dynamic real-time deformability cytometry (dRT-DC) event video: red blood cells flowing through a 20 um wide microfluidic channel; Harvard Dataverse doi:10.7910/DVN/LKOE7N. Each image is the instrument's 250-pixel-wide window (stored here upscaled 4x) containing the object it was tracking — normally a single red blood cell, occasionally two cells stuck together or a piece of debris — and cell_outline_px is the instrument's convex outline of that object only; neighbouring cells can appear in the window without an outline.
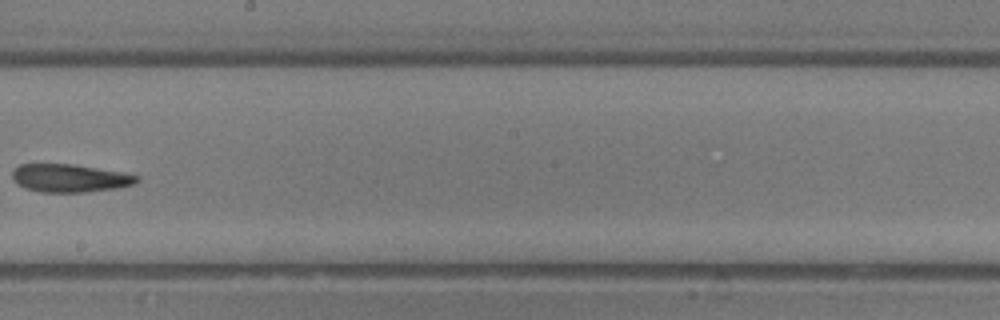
{"species": "common noctule bat (a hibernating species)", "species_latin": "Nyctalus noctula", "temperature_condition": "room temperature", "stored_images_in_passage": 9, "camera_frame_rate_fps": 3000, "um_per_image_px": 0.085, "animal": {"sex": "male", "body_mass_g": 13.3}, "frame": {"image": 1, "passage_image": 9, "time_ms": 10.0, "image_size_px": [1000, 320], "cell_outline_px": [[140, 180], [136, 184], [116, 188], [84, 192], [40, 192], [24, 188], [16, 184], [12, 176], [12, 172], [20, 164], [72, 164], [120, 172], [140, 176]], "centroid_in_image_um": [5.93, 15.15], "position_along_channel_um": 242.3, "area_um2": 20.29}}